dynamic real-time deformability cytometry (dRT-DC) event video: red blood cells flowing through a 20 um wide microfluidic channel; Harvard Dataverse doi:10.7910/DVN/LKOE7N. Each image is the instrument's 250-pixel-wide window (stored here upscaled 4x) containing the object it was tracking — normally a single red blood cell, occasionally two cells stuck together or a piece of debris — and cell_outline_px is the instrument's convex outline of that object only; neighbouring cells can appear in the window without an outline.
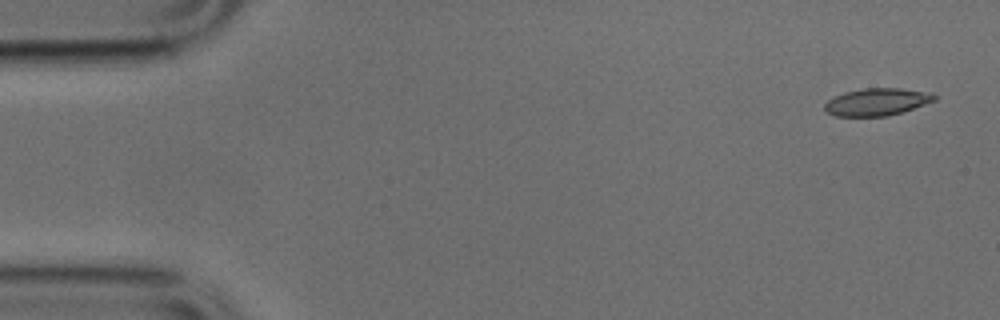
{"species": "common noctule bat (a hibernating species)", "species_latin": "Nyctalus noctula", "temperature_condition": "cold", "stored_images_in_passage": 4, "camera_frame_rate_fps": 3000, "um_per_image_px": 0.085, "animal": {"sex": "male", "body_mass_g": 17.9, "forearm_length_mm": 54.2}, "frame": {"image": 1, "passage_image": 1, "time_ms": 0.0, "image_size_px": [1000, 320], "cell_outline_px": [[936, 100], [888, 116], [836, 116], [828, 112], [824, 108], [824, 104], [828, 100], [844, 92], [864, 88], [900, 88], [932, 92], [936, 96]], "centroid_in_image_um": [74.54, 8.65], "position_along_channel_um": 10.5, "area_um2": 17.34}}